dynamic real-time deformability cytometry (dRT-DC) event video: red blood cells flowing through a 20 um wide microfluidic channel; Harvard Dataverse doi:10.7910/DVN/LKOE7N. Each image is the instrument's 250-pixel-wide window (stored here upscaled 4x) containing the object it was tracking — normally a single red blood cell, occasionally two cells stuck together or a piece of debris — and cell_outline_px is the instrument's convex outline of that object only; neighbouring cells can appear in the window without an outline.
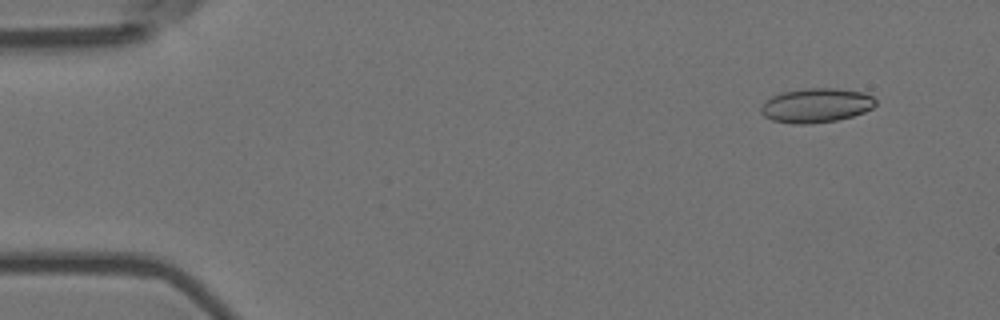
{"species": "Egyptian fruit bat (a non-hibernating species)", "species_latin": "Rousettus aegyptiacus", "temperature_condition": "room temperature", "stored_images_in_passage": 9, "camera_frame_rate_fps": 3000, "um_per_image_px": 0.085, "animal": {"sex": "female"}, "frame": {"image": 1, "passage_image": 2, "time_ms": 0.333, "image_size_px": [1000, 320], "cell_outline_px": [[876, 104], [872, 108], [864, 112], [852, 116], [836, 120], [808, 124], [792, 124], [772, 120], [764, 116], [760, 112], [760, 108], [772, 96], [784, 92], [804, 88], [836, 88], [864, 92], [872, 96], [876, 100]], "centroid_in_image_um": [69.39, 8.96], "position_along_channel_um": 15.6, "area_um2": 22.89}}
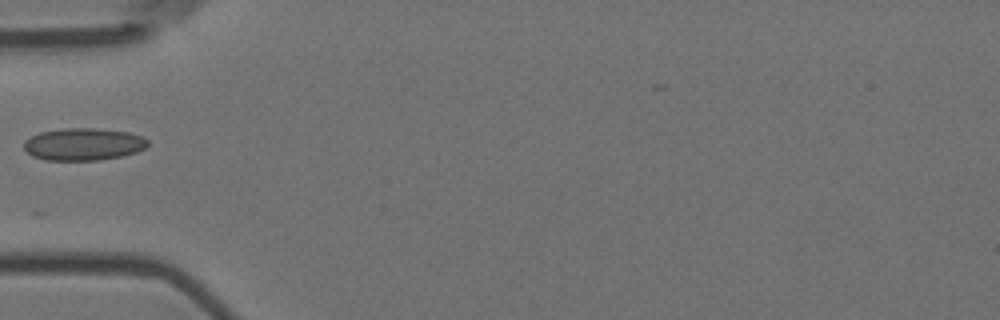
{"frame": {"image": 2, "passage_image": 5, "time_ms": 1.333, "image_size_px": [1000, 320], "cell_outline_px": [[148, 144], [144, 148], [136, 152], [124, 156], [96, 160], [44, 160], [32, 156], [24, 148], [24, 140], [40, 132], [60, 128], [96, 128], [128, 132], [140, 136], [148, 140]], "centroid_in_image_um": [7.07, 12.26], "position_along_channel_um": 77.9, "area_um2": 23.35}}
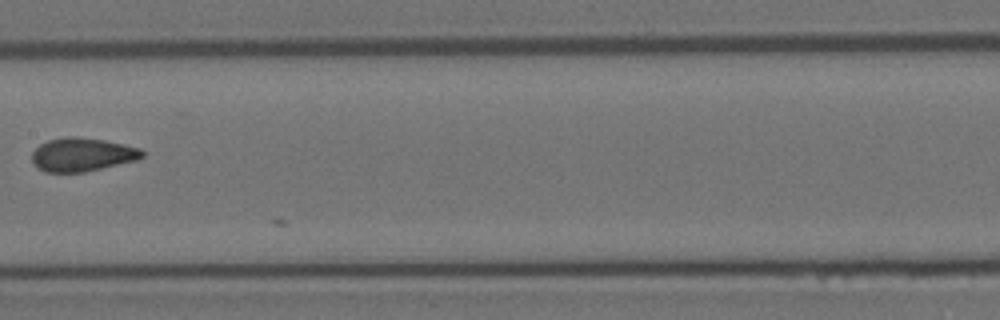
{"frame": {"image": 3, "passage_image": 8, "time_ms": 2.333, "image_size_px": [1000, 320], "cell_outline_px": [[144, 156], [136, 160], [84, 172], [44, 172], [32, 160], [32, 152], [40, 144], [48, 140], [68, 136], [76, 136], [104, 140], [140, 148], [144, 152]], "centroid_in_image_um": [6.98, 13.13], "position_along_channel_um": 200.4, "area_um2": 21.33}}